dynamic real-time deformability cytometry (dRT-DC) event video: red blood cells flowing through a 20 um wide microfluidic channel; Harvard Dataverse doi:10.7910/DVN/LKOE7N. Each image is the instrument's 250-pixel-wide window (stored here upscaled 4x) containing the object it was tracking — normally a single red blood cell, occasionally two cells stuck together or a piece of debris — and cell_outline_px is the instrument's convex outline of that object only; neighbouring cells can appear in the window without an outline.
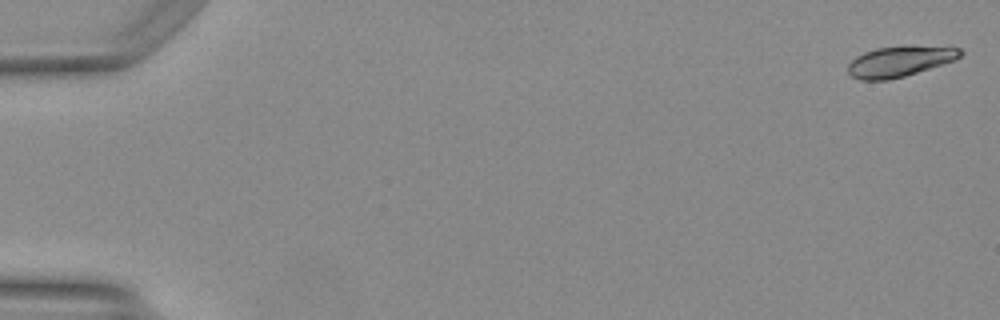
{"species": "Egyptian fruit bat (a non-hibernating species)", "species_latin": "Rousettus aegyptiacus", "temperature_condition": "warm", "stored_images_in_passage": 50, "camera_frame_rate_fps": 3000, "um_per_image_px": 0.085, "animal": {"sex": "female"}, "frame": {"image": 1, "passage_image": 1, "time_ms": 0.0, "image_size_px": [1000, 320], "cell_outline_px": [[964, 52], [960, 56], [952, 60], [904, 76], [888, 80], [860, 80], [852, 76], [848, 72], [848, 64], [856, 56], [864, 52], [876, 48], [908, 44], [960, 48]], "centroid_in_image_um": [76.44, 5.18], "position_along_channel_um": 8.6, "area_um2": 20.06}}
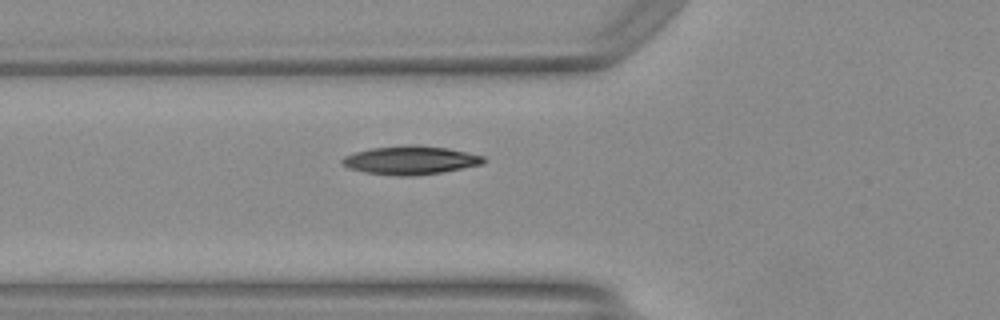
{"frame": {"image": 2, "passage_image": 19, "time_ms": 6.0, "image_size_px": [1000, 320], "cell_outline_px": [[488, 160], [480, 164], [440, 172], [416, 176], [396, 176], [364, 172], [348, 168], [340, 160], [344, 156], [356, 152], [372, 148], [412, 144], [420, 144], [448, 148], [484, 156]], "centroid_in_image_um": [34.88, 13.61], "position_along_channel_um": 90.9, "area_um2": 23.47}}
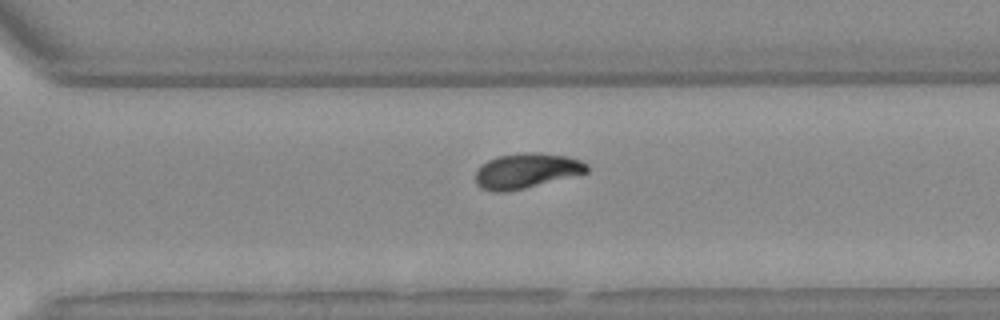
{"frame": {"image": 3, "passage_image": 36, "time_ms": 11.667, "image_size_px": [1000, 320], "cell_outline_px": [[588, 172], [524, 188], [504, 192], [492, 192], [480, 188], [476, 184], [476, 168], [488, 160], [500, 156], [520, 152], [536, 152], [568, 156], [580, 160], [588, 164]], "centroid_in_image_um": [44.72, 14.51], "position_along_channel_um": 325.9, "area_um2": 22.77}, "authors_computed_cell_mechanics": {"area_um2": 21.6461, "velocity_mm_per_s": 4.1495, "shape_relaxation_time_tau1_ms": 4.8728, "shape_relaxation_time_tau2_ms": 6.7489, "deformation_change_tau1": 0.1612, "deformation_change_tau2": 0.1064}}